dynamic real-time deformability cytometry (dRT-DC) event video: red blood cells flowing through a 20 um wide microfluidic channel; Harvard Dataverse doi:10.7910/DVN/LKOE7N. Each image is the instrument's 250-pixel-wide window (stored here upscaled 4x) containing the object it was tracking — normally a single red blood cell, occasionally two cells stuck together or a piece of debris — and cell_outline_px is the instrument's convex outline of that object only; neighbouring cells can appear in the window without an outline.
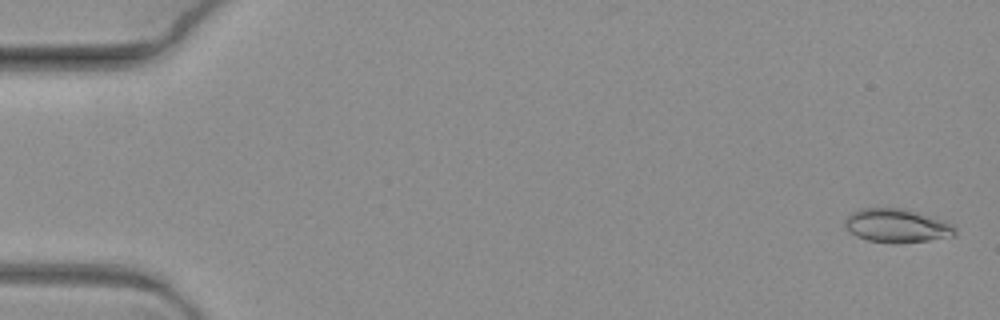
{"species": "common noctule bat (a hibernating species)", "species_latin": "Nyctalus noctula", "temperature_condition": "warm", "stored_images_in_passage": 7, "camera_frame_rate_fps": 3000, "um_per_image_px": 0.085, "animal": {"sex": "female", "body_mass_g": 19.3, "forearm_length_mm": 54.1}, "frame": {"image": 1, "passage_image": 1, "time_ms": 0.0, "image_size_px": [1000, 320], "cell_outline_px": [[956, 236], [928, 240], [896, 244], [892, 244], [868, 240], [856, 236], [844, 228], [844, 220], [852, 212], [860, 208], [904, 208], [952, 224], [956, 228]], "centroid_in_image_um": [76.19, 19.2], "position_along_channel_um": 8.8, "area_um2": 21.68}}
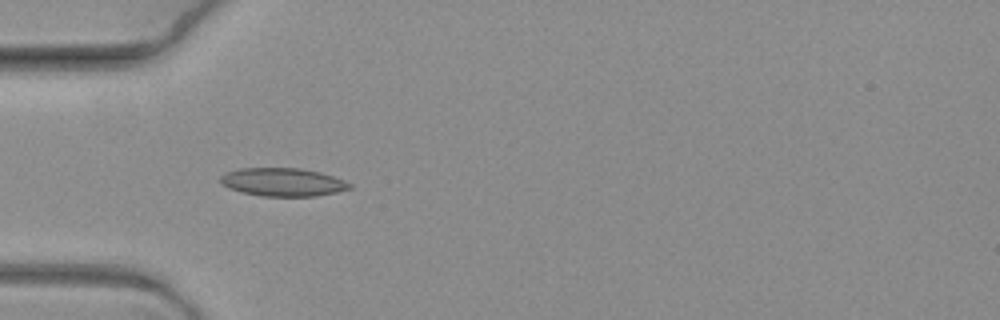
{"frame": {"image": 2, "passage_image": 6, "time_ms": 1.667, "image_size_px": [1000, 320], "cell_outline_px": [[352, 188], [336, 192], [316, 196], [260, 196], [228, 188], [220, 180], [220, 176], [228, 172], [240, 168], [300, 168], [320, 172], [344, 180], [352, 184]], "centroid_in_image_um": [24.07, 15.48], "position_along_channel_um": 60.9, "area_um2": 21.1}}
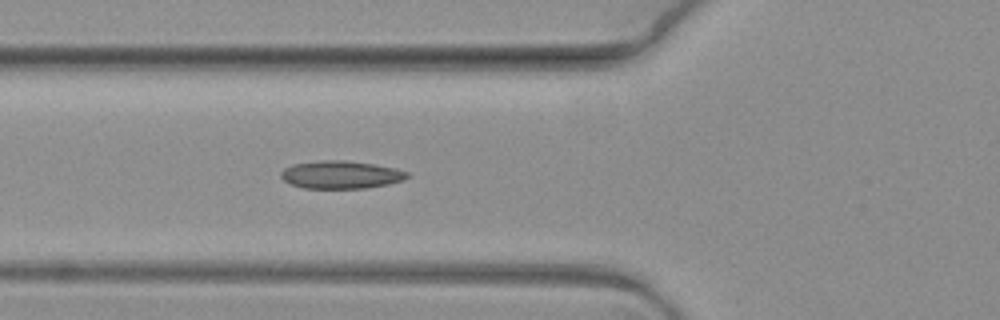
{"frame": {"image": 3, "passage_image": 7, "time_ms": 2.0, "image_size_px": [1000, 320], "cell_outline_px": [[412, 176], [404, 180], [388, 184], [364, 188], [304, 188], [292, 184], [284, 180], [280, 176], [280, 172], [284, 168], [292, 164], [320, 160], [344, 160], [372, 164], [396, 168], [408, 172]], "centroid_in_image_um": [28.99, 14.84], "position_along_channel_um": 96.8, "area_um2": 20.52}}